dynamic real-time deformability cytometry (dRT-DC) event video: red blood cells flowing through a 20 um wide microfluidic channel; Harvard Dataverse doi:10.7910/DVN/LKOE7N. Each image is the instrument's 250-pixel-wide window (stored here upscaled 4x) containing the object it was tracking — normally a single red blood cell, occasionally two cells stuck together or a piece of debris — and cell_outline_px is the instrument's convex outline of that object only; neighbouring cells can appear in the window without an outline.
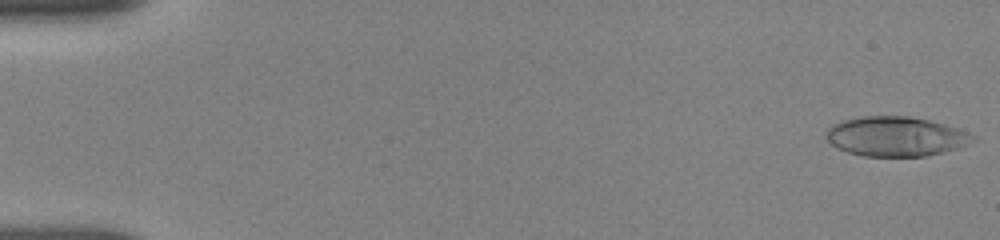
{"species": "human", "species_latin": "Homo sapiens", "temperature_condition": "room temperature", "stored_images_in_passage": 52, "camera_frame_rate_fps": 3000, "um_per_image_px": 0.085, "donor": {"sex": "female"}, "frame": {"image": 1, "passage_image": 1, "time_ms": 0.0, "image_size_px": [1000, 240], "cell_outline_px": [[976, 140], [972, 144], [944, 152], [924, 156], [864, 156], [848, 152], [836, 148], [828, 140], [828, 128], [832, 124], [840, 120], [864, 116], [908, 116], [928, 120], [944, 124], [968, 132], [976, 136]], "centroid_in_image_um": [76.18, 11.6], "position_along_channel_um": 8.8, "area_um2": 33.93}}
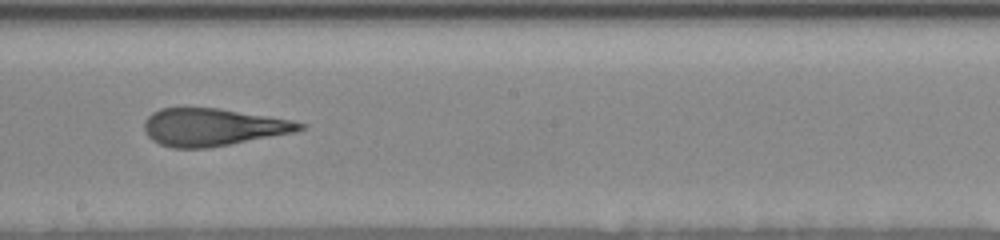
{"frame": {"image": 2, "passage_image": 30, "time_ms": 9.667, "image_size_px": [1000, 240], "cell_outline_px": [[308, 124], [304, 128], [296, 132], [208, 148], [172, 148], [160, 144], [152, 140], [148, 136], [144, 128], [144, 120], [152, 112], [160, 108], [216, 108], [292, 120]], "centroid_in_image_um": [18.08, 10.81], "position_along_channel_um": 230.1, "area_um2": 33.87}}
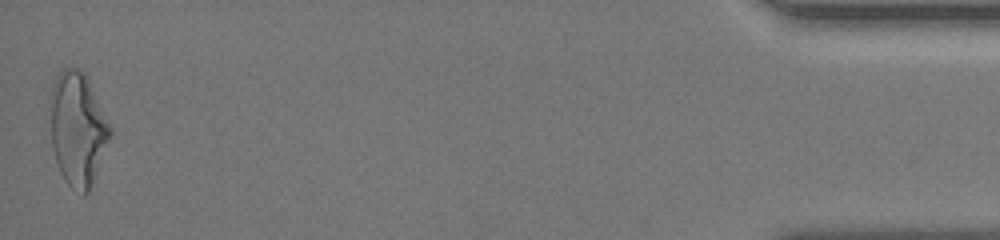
{"frame": {"image": 3, "passage_image": 52, "time_ms": 17.0, "image_size_px": [1000, 240], "cell_outline_px": [[112, 136], [88, 192], [84, 196], [72, 188], [64, 180], [60, 172], [52, 148], [48, 104], [48, 100], [52, 84], [56, 76], [64, 68], [80, 68], [84, 72], [112, 128]], "centroid_in_image_um": [6.57, 10.94], "position_along_channel_um": 428.6, "area_um2": 40.06}, "authors_computed_cell_mechanics": {"area_um2": 34.4777, "velocity_mm_per_s": 3.8501, "shape_relaxation_time_tau1_ms": 8.3219, "shape_relaxation_time_tau2_ms": 1.8383, "deformation_change_tau1": 0.2727, "deformation_change_tau2": 0.1333}}